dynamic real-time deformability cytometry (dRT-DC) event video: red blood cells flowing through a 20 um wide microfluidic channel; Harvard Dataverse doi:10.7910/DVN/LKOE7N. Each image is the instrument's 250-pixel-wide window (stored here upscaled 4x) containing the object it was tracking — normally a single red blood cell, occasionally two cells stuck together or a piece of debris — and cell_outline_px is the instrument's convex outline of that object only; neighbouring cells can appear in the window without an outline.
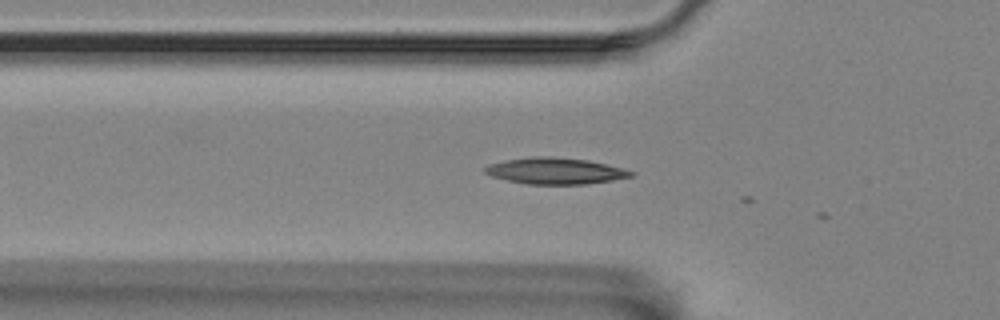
{"species": "Egyptian fruit bat (a non-hibernating species)", "species_latin": "Rousettus aegyptiacus", "temperature_condition": "room temperature", "stored_images_in_passage": 3, "camera_frame_rate_fps": 3000, "um_per_image_px": 0.085, "animal": {"sex": "female"}, "frame": {"image": 1, "passage_image": 2, "time_ms": 0.333, "image_size_px": [1000, 320], "cell_outline_px": [[636, 172], [632, 176], [612, 180], [588, 184], [528, 184], [508, 180], [492, 176], [484, 172], [484, 168], [492, 164], [508, 160], [536, 156], [548, 156], [588, 160], [624, 168]], "centroid_in_image_um": [47.26, 14.53], "position_along_channel_um": 78.5, "area_um2": 22.14}}